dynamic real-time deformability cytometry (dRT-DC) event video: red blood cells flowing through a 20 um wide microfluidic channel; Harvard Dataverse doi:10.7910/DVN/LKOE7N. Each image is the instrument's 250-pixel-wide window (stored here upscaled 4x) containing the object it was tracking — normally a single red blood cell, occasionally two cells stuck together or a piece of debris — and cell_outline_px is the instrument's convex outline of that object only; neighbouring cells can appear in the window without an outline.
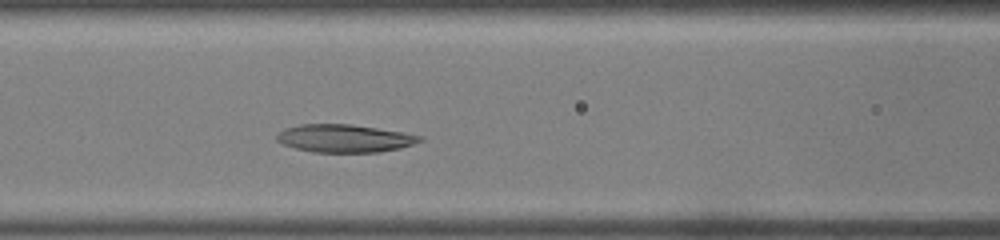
{"species": "common noctule bat (a hibernating species)", "species_latin": "Nyctalus noctula", "temperature_condition": "warm", "stored_images_in_passage": 27, "camera_frame_rate_fps": 3000, "um_per_image_px": 0.085, "animal": {"sex": "male", "body_mass_g": 19.0, "forearm_length_mm": 50.8}, "frame": {"image": 1, "passage_image": 9, "time_ms": 2.667, "image_size_px": [1000, 240], "cell_outline_px": [[424, 140], [400, 148], [380, 152], [312, 152], [296, 148], [284, 144], [276, 140], [276, 136], [284, 128], [300, 124], [352, 124], [424, 136]], "centroid_in_image_um": [29.28, 11.76], "position_along_channel_um": 137.3, "area_um2": 23.12}}
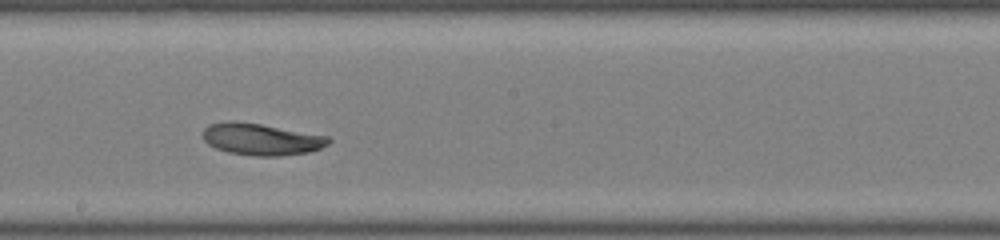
{"frame": {"image": 2, "passage_image": 14, "time_ms": 4.333, "image_size_px": [1000, 240], "cell_outline_px": [[332, 140], [328, 144], [320, 148], [308, 152], [280, 156], [256, 156], [228, 152], [216, 148], [208, 144], [204, 140], [204, 128], [208, 124], [232, 120], [260, 124], [328, 136]], "centroid_in_image_um": [22.2, 11.83], "position_along_channel_um": 226.0, "area_um2": 23.12}}
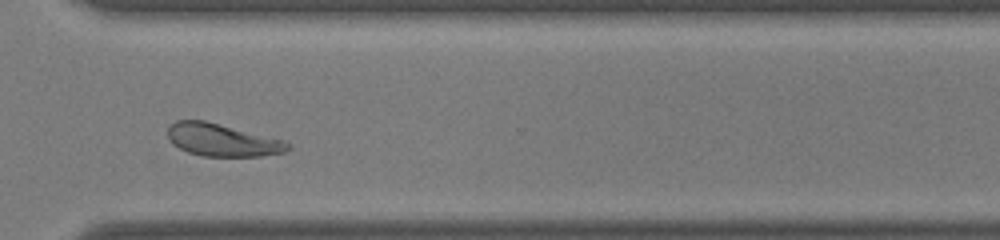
{"frame": {"image": 3, "passage_image": 21, "time_ms": 6.667, "image_size_px": [1000, 240], "cell_outline_px": [[292, 148], [284, 152], [260, 156], [200, 156], [188, 152], [172, 144], [168, 140], [168, 128], [176, 120], [204, 120], [280, 140], [292, 144]], "centroid_in_image_um": [18.84, 11.91], "position_along_channel_um": 351.8, "area_um2": 22.43}}